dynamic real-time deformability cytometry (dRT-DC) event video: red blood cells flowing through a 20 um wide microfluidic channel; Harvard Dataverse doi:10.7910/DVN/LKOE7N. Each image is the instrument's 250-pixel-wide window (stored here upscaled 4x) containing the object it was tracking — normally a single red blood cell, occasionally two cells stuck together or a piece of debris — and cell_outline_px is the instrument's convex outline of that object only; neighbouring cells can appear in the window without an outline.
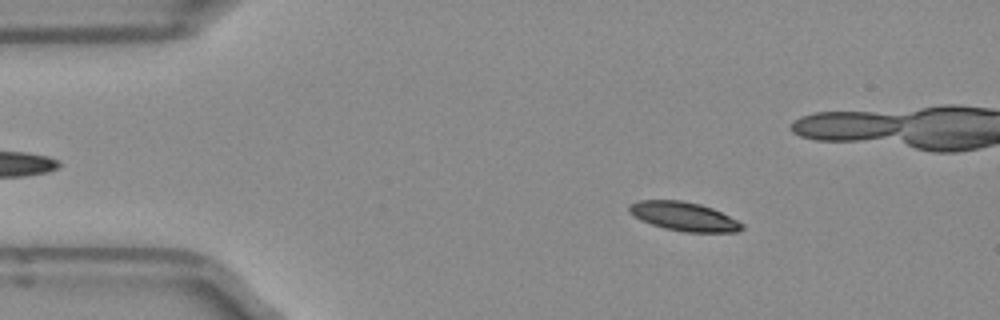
{"species": "Egyptian fruit bat (a non-hibernating species)", "species_latin": "Rousettus aegyptiacus", "temperature_condition": "room temperature", "stored_images_in_passage": 52, "camera_frame_rate_fps": 3000, "um_per_image_px": 0.085, "frame": {"image": 1, "passage_image": 8, "time_ms": 2.333, "image_size_px": [1000, 320], "cell_outline_px": [[744, 228], [736, 232], [684, 232], [664, 228], [640, 220], [632, 216], [628, 212], [628, 204], [636, 200], [680, 200], [700, 204], [712, 208], [744, 224]], "centroid_in_image_um": [58.07, 18.39], "position_along_channel_um": 26.9, "area_um2": 19.07}}
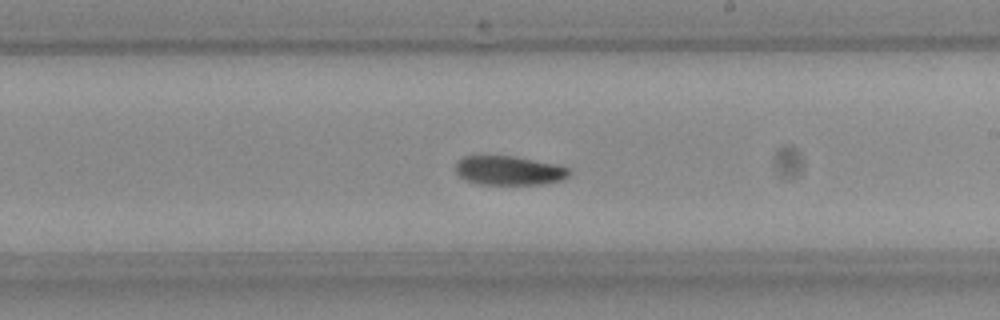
{"frame": {"image": 2, "passage_image": 29, "time_ms": 9.333, "image_size_px": [1000, 320], "cell_outline_px": [[572, 172], [564, 180], [548, 184], [476, 184], [464, 180], [456, 172], [456, 160], [464, 156], [512, 156], [556, 164], [568, 168]], "centroid_in_image_um": [43.27, 14.5], "position_along_channel_um": 245.7, "area_um2": 19.48}}
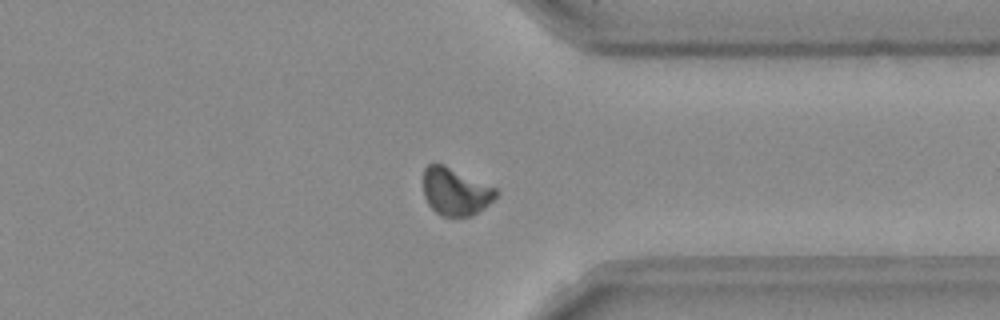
{"frame": {"image": 3, "passage_image": 39, "time_ms": 12.667, "image_size_px": [1000, 320], "cell_outline_px": [[500, 192], [484, 208], [472, 216], [440, 216], [428, 204], [424, 196], [424, 168], [428, 164], [444, 164], [496, 188]], "centroid_in_image_um": [38.71, 16.29], "position_along_channel_um": 372.7, "area_um2": 20.06}, "authors_computed_cell_mechanics": {"area_um2": 19.5075, "velocity_mm_per_s": 3.9342, "shape_relaxation_time_tau1_ms": 3.5474, "shape_relaxation_time_tau2_ms": 5.7094, "deformation_change_tau1": 0.1244, "deformation_change_tau2": 0.0964}}